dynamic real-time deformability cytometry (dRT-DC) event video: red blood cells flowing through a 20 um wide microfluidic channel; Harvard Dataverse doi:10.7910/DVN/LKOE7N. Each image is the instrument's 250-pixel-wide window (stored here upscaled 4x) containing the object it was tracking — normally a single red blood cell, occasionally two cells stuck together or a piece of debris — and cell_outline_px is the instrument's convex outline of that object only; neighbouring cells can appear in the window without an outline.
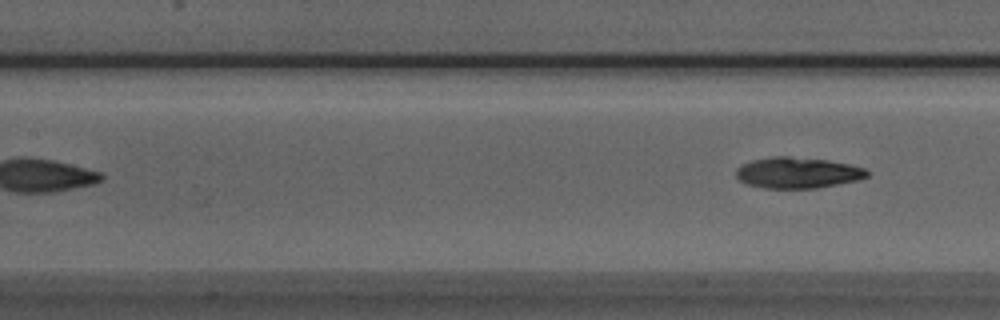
{"species": "Egyptian fruit bat (a non-hibernating species)", "species_latin": "Rousettus aegyptiacus", "temperature_condition": "room temperature", "stored_images_in_passage": 8, "camera_frame_rate_fps": 3000, "um_per_image_px": 0.085, "animal": {"sex": "male"}, "frame": {"image": 1, "passage_image": 8, "time_ms": 2.333, "image_size_px": [1000, 320], "cell_outline_px": [[868, 176], [856, 180], [816, 188], [764, 188], [748, 184], [740, 180], [736, 176], [736, 168], [752, 160], [772, 156], [788, 156], [828, 160], [848, 164], [864, 168], [868, 172]], "centroid_in_image_um": [67.77, 14.67], "position_along_channel_um": 139.6, "area_um2": 23.41}}